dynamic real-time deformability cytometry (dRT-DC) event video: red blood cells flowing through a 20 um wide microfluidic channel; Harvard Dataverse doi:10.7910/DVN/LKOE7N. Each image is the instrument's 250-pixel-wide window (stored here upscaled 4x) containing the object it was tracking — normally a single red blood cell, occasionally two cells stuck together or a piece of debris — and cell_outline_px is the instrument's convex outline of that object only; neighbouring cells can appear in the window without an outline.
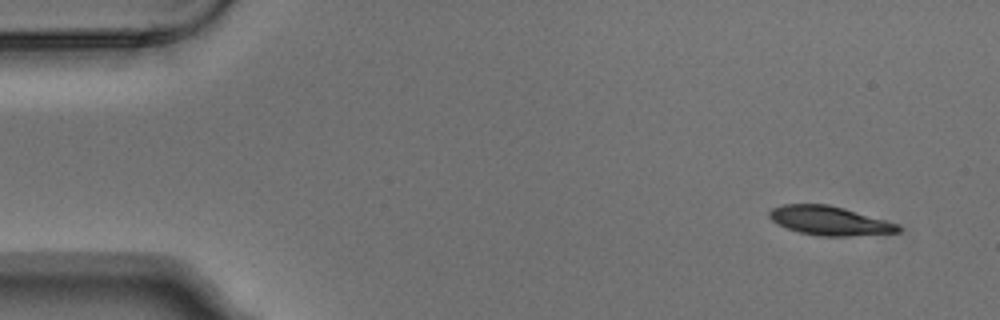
{"species": "Egyptian fruit bat (a non-hibernating species)", "species_latin": "Rousettus aegyptiacus", "temperature_condition": "warm", "stored_images_in_passage": 5, "camera_frame_rate_fps": 3000, "um_per_image_px": 0.085, "animal": {"sex": "male"}, "frame": {"image": 1, "passage_image": 1, "time_ms": 0.0, "image_size_px": [1000, 320], "cell_outline_px": [[900, 232], [848, 236], [820, 236], [800, 232], [776, 224], [768, 216], [768, 212], [772, 208], [784, 204], [828, 204], [844, 208], [900, 224]], "centroid_in_image_um": [70.5, 18.75], "position_along_channel_um": 14.5, "area_um2": 21.73}}